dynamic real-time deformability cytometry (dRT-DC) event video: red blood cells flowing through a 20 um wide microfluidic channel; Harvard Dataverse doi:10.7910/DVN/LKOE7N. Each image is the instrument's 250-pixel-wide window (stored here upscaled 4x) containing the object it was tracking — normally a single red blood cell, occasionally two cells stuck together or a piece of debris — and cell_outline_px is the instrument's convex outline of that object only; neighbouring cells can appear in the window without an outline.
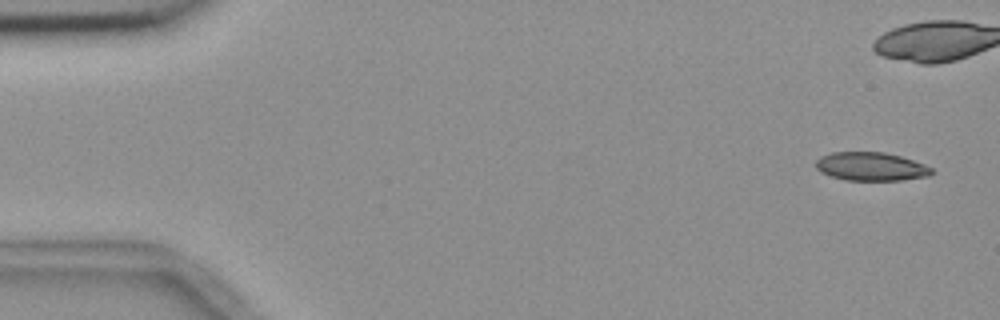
{"species": "common noctule bat (a hibernating species)", "species_latin": "Nyctalus noctula", "temperature_condition": "room temperature", "stored_images_in_passage": 2, "segment_of_instrument_passage": [2, 2], "camera_frame_rate_fps": 3000, "um_per_image_px": 0.085, "animal": {"sex": "female", "body_mass_g": 18.4}, "frame": {"image": 1, "passage_image": 2, "time_ms": 2.0, "image_size_px": [1000, 320], "cell_outline_px": [[936, 172], [928, 176], [900, 180], [844, 180], [820, 172], [816, 168], [816, 160], [820, 156], [832, 152], [884, 152], [900, 156], [924, 164], [932, 168]], "centroid_in_image_um": [74.03, 14.15], "position_along_channel_um": 11.0, "area_um2": 19.25}}